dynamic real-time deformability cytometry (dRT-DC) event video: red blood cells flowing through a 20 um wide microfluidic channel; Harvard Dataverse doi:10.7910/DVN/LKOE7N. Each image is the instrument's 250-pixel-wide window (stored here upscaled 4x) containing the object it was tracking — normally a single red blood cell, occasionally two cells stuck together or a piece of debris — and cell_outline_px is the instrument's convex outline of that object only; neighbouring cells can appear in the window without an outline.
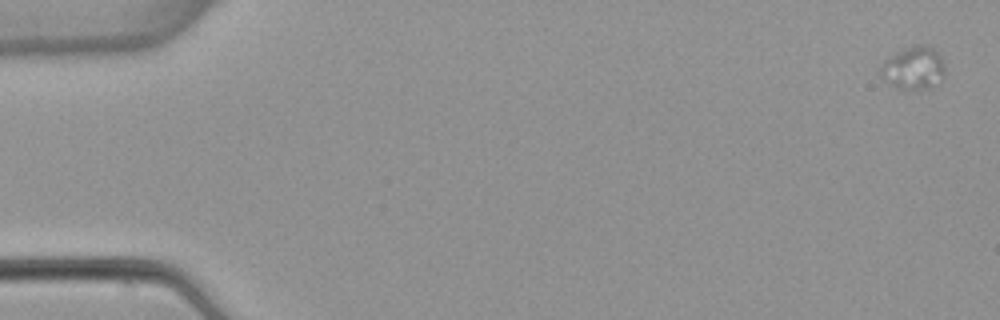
{"species": "common noctule bat (a hibernating species)", "species_latin": "Nyctalus noctula", "temperature_condition": "warm", "stored_images_in_passage": 5, "camera_frame_rate_fps": 3000, "um_per_image_px": 0.085, "animal": {"sex": "female", "body_mass_g": 22.7, "forearm_length_mm": 54.2}, "frame": {"image": 1, "passage_image": 1, "time_ms": 0.0, "image_size_px": [1000, 320], "cell_outline_px": [[944, 76], [932, 88], [904, 92], [896, 88], [884, 80], [880, 76], [880, 68], [896, 52], [916, 44], [920, 44], [932, 48], [940, 56], [944, 64]], "centroid_in_image_um": [77.66, 5.85], "position_along_channel_um": 7.3, "area_um2": 16.18}}
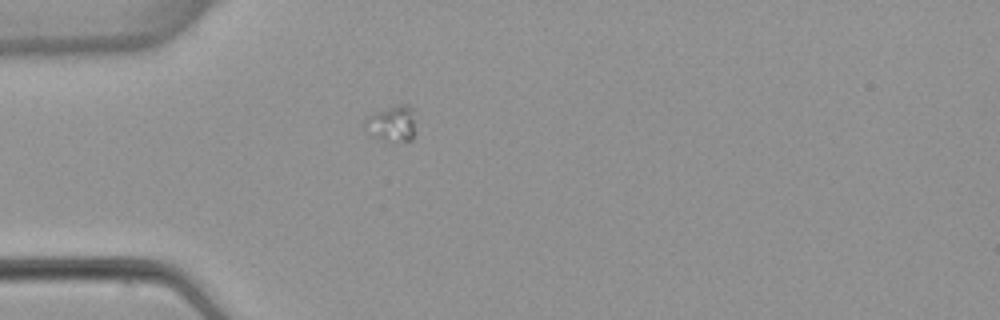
{"frame": {"image": 2, "passage_image": 5, "time_ms": 5.0, "image_size_px": [1000, 320], "cell_outline_px": [[412, 140], [392, 144], [388, 144], [364, 128], [364, 120], [368, 116], [388, 108], [404, 104], [408, 104], [412, 108]], "centroid_in_image_um": [33.28, 10.56], "position_along_channel_um": 51.7, "area_um2": 10.35}}